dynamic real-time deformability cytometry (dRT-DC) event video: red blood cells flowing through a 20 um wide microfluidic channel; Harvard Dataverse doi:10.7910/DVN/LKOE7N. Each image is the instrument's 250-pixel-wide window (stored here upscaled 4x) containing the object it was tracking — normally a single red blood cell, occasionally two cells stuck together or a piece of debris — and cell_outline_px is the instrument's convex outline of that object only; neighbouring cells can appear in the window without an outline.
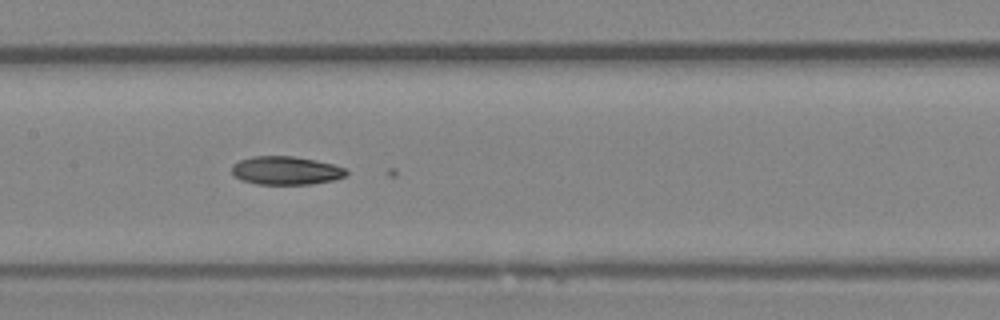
{"species": "Egyptian fruit bat (a non-hibernating species)", "species_latin": "Rousettus aegyptiacus", "temperature_condition": "room temperature", "stored_images_in_passage": 34, "camera_frame_rate_fps": 3000, "um_per_image_px": 0.085, "animal": {"sex": "female"}, "frame": {"image": 1, "passage_image": 11, "time_ms": 3.333, "image_size_px": [1000, 320], "cell_outline_px": [[348, 176], [332, 180], [312, 184], [256, 184], [240, 180], [232, 176], [232, 164], [240, 160], [252, 156], [292, 156], [316, 160], [332, 164], [344, 168], [348, 172]], "centroid_in_image_um": [24.27, 14.5], "position_along_channel_um": 183.1, "area_um2": 19.07}}